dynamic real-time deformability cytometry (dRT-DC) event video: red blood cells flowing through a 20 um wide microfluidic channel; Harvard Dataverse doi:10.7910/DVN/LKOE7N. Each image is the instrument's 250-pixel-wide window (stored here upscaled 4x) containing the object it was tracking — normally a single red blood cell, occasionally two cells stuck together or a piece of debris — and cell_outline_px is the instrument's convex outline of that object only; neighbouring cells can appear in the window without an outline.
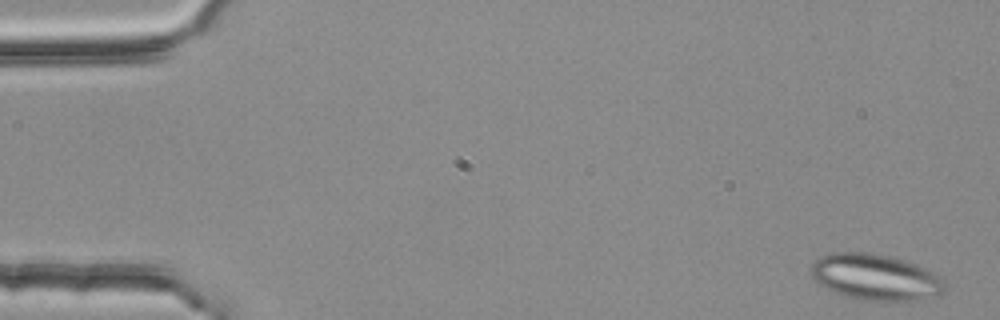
{"species": "common noctule bat (a hibernating species)", "species_latin": "Nyctalus noctula", "temperature_condition": "room temperature", "stored_images_in_passage": 5, "camera_frame_rate_fps": 3000, "um_per_image_px": 0.085, "animal": {"sex": "female", "body_mass_g": 25.1}, "frame": {"image": 1, "passage_image": 1, "time_ms": 0.0, "image_size_px": [1000, 320], "cell_outline_px": [[944, 292], [920, 300], [896, 304], [860, 300], [836, 292], [820, 284], [812, 276], [808, 268], [820, 256], [832, 252], [872, 252], [892, 256], [916, 264], [940, 276], [944, 280]], "centroid_in_image_um": [74.43, 23.58], "position_along_channel_um": 10.6, "area_um2": 36.7}}